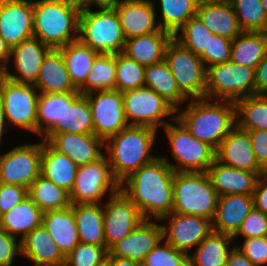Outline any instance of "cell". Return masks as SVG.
I'll use <instances>...</instances> for the list:
<instances>
[{
    "label": "cell",
    "mask_w": 267,
    "mask_h": 266,
    "mask_svg": "<svg viewBox=\"0 0 267 266\" xmlns=\"http://www.w3.org/2000/svg\"><path fill=\"white\" fill-rule=\"evenodd\" d=\"M174 173L159 156L122 181L120 190L135 204L144 219L154 216L158 221L172 213Z\"/></svg>",
    "instance_id": "obj_1"
},
{
    "label": "cell",
    "mask_w": 267,
    "mask_h": 266,
    "mask_svg": "<svg viewBox=\"0 0 267 266\" xmlns=\"http://www.w3.org/2000/svg\"><path fill=\"white\" fill-rule=\"evenodd\" d=\"M156 132L157 129L149 126L129 125L104 142L111 171L120 184L140 167L157 158L149 155Z\"/></svg>",
    "instance_id": "obj_2"
},
{
    "label": "cell",
    "mask_w": 267,
    "mask_h": 266,
    "mask_svg": "<svg viewBox=\"0 0 267 266\" xmlns=\"http://www.w3.org/2000/svg\"><path fill=\"white\" fill-rule=\"evenodd\" d=\"M80 12L78 0L34 1V37L53 49L78 40Z\"/></svg>",
    "instance_id": "obj_3"
},
{
    "label": "cell",
    "mask_w": 267,
    "mask_h": 266,
    "mask_svg": "<svg viewBox=\"0 0 267 266\" xmlns=\"http://www.w3.org/2000/svg\"><path fill=\"white\" fill-rule=\"evenodd\" d=\"M189 102L188 107L176 115V119L191 135L216 150L236 126L235 102L222 100L223 103H213L206 97Z\"/></svg>",
    "instance_id": "obj_4"
},
{
    "label": "cell",
    "mask_w": 267,
    "mask_h": 266,
    "mask_svg": "<svg viewBox=\"0 0 267 266\" xmlns=\"http://www.w3.org/2000/svg\"><path fill=\"white\" fill-rule=\"evenodd\" d=\"M218 194L206 172H175L172 213L190 214L213 221Z\"/></svg>",
    "instance_id": "obj_5"
},
{
    "label": "cell",
    "mask_w": 267,
    "mask_h": 266,
    "mask_svg": "<svg viewBox=\"0 0 267 266\" xmlns=\"http://www.w3.org/2000/svg\"><path fill=\"white\" fill-rule=\"evenodd\" d=\"M78 39L99 54L121 53L126 41L115 9L81 10Z\"/></svg>",
    "instance_id": "obj_6"
},
{
    "label": "cell",
    "mask_w": 267,
    "mask_h": 266,
    "mask_svg": "<svg viewBox=\"0 0 267 266\" xmlns=\"http://www.w3.org/2000/svg\"><path fill=\"white\" fill-rule=\"evenodd\" d=\"M176 124L167 123L163 128L169 139L171 152L178 165L167 161L166 163L175 172H207L215 160L216 150L207 144L195 138L186 127L176 119L172 118Z\"/></svg>",
    "instance_id": "obj_7"
},
{
    "label": "cell",
    "mask_w": 267,
    "mask_h": 266,
    "mask_svg": "<svg viewBox=\"0 0 267 266\" xmlns=\"http://www.w3.org/2000/svg\"><path fill=\"white\" fill-rule=\"evenodd\" d=\"M207 68L205 97L236 102L255 95V69L231 60Z\"/></svg>",
    "instance_id": "obj_8"
},
{
    "label": "cell",
    "mask_w": 267,
    "mask_h": 266,
    "mask_svg": "<svg viewBox=\"0 0 267 266\" xmlns=\"http://www.w3.org/2000/svg\"><path fill=\"white\" fill-rule=\"evenodd\" d=\"M164 61L188 99L205 98L207 68L200 56L172 38L166 46Z\"/></svg>",
    "instance_id": "obj_9"
},
{
    "label": "cell",
    "mask_w": 267,
    "mask_h": 266,
    "mask_svg": "<svg viewBox=\"0 0 267 266\" xmlns=\"http://www.w3.org/2000/svg\"><path fill=\"white\" fill-rule=\"evenodd\" d=\"M109 190V197L120 190V183L115 179L107 156L78 166L74 185L71 189V204H97Z\"/></svg>",
    "instance_id": "obj_10"
},
{
    "label": "cell",
    "mask_w": 267,
    "mask_h": 266,
    "mask_svg": "<svg viewBox=\"0 0 267 266\" xmlns=\"http://www.w3.org/2000/svg\"><path fill=\"white\" fill-rule=\"evenodd\" d=\"M37 93L33 84L14 82L0 75V95L8 123L36 133Z\"/></svg>",
    "instance_id": "obj_11"
},
{
    "label": "cell",
    "mask_w": 267,
    "mask_h": 266,
    "mask_svg": "<svg viewBox=\"0 0 267 266\" xmlns=\"http://www.w3.org/2000/svg\"><path fill=\"white\" fill-rule=\"evenodd\" d=\"M122 95L125 117L129 125L158 129L159 126L164 127L168 123L162 119L163 117L177 112L164 98L145 86L125 91ZM131 119L133 121H129Z\"/></svg>",
    "instance_id": "obj_12"
},
{
    "label": "cell",
    "mask_w": 267,
    "mask_h": 266,
    "mask_svg": "<svg viewBox=\"0 0 267 266\" xmlns=\"http://www.w3.org/2000/svg\"><path fill=\"white\" fill-rule=\"evenodd\" d=\"M42 143L23 144L0 155V183L29 188L41 175Z\"/></svg>",
    "instance_id": "obj_13"
},
{
    "label": "cell",
    "mask_w": 267,
    "mask_h": 266,
    "mask_svg": "<svg viewBox=\"0 0 267 266\" xmlns=\"http://www.w3.org/2000/svg\"><path fill=\"white\" fill-rule=\"evenodd\" d=\"M86 94L92 111L94 135L104 142L129 126L125 117L123 95L119 90H99Z\"/></svg>",
    "instance_id": "obj_14"
},
{
    "label": "cell",
    "mask_w": 267,
    "mask_h": 266,
    "mask_svg": "<svg viewBox=\"0 0 267 266\" xmlns=\"http://www.w3.org/2000/svg\"><path fill=\"white\" fill-rule=\"evenodd\" d=\"M102 208L107 250L144 220L135 204L121 190L110 196Z\"/></svg>",
    "instance_id": "obj_15"
},
{
    "label": "cell",
    "mask_w": 267,
    "mask_h": 266,
    "mask_svg": "<svg viewBox=\"0 0 267 266\" xmlns=\"http://www.w3.org/2000/svg\"><path fill=\"white\" fill-rule=\"evenodd\" d=\"M0 36L10 49L34 37L33 1L0 0Z\"/></svg>",
    "instance_id": "obj_16"
},
{
    "label": "cell",
    "mask_w": 267,
    "mask_h": 266,
    "mask_svg": "<svg viewBox=\"0 0 267 266\" xmlns=\"http://www.w3.org/2000/svg\"><path fill=\"white\" fill-rule=\"evenodd\" d=\"M166 218L170 219V225L162 226L163 239L177 250L186 253L192 247L198 246L212 231V222L201 216L171 213L160 220L164 221Z\"/></svg>",
    "instance_id": "obj_17"
},
{
    "label": "cell",
    "mask_w": 267,
    "mask_h": 266,
    "mask_svg": "<svg viewBox=\"0 0 267 266\" xmlns=\"http://www.w3.org/2000/svg\"><path fill=\"white\" fill-rule=\"evenodd\" d=\"M162 240V225L144 219L130 234L114 244L108 250L107 256H117L142 263L146 255Z\"/></svg>",
    "instance_id": "obj_18"
},
{
    "label": "cell",
    "mask_w": 267,
    "mask_h": 266,
    "mask_svg": "<svg viewBox=\"0 0 267 266\" xmlns=\"http://www.w3.org/2000/svg\"><path fill=\"white\" fill-rule=\"evenodd\" d=\"M215 159L224 165L248 172H265L257 163L247 131L235 126L221 141Z\"/></svg>",
    "instance_id": "obj_19"
},
{
    "label": "cell",
    "mask_w": 267,
    "mask_h": 266,
    "mask_svg": "<svg viewBox=\"0 0 267 266\" xmlns=\"http://www.w3.org/2000/svg\"><path fill=\"white\" fill-rule=\"evenodd\" d=\"M51 49L35 37L22 41L10 49V58L13 55L14 67L20 75L9 73V69L3 75L14 82L34 84L38 78L41 64Z\"/></svg>",
    "instance_id": "obj_20"
},
{
    "label": "cell",
    "mask_w": 267,
    "mask_h": 266,
    "mask_svg": "<svg viewBox=\"0 0 267 266\" xmlns=\"http://www.w3.org/2000/svg\"><path fill=\"white\" fill-rule=\"evenodd\" d=\"M152 0H121L115 7L126 39L153 33L155 26V6Z\"/></svg>",
    "instance_id": "obj_21"
},
{
    "label": "cell",
    "mask_w": 267,
    "mask_h": 266,
    "mask_svg": "<svg viewBox=\"0 0 267 266\" xmlns=\"http://www.w3.org/2000/svg\"><path fill=\"white\" fill-rule=\"evenodd\" d=\"M206 173L218 196L253 195L258 178L265 174L240 170L224 165L216 159Z\"/></svg>",
    "instance_id": "obj_22"
},
{
    "label": "cell",
    "mask_w": 267,
    "mask_h": 266,
    "mask_svg": "<svg viewBox=\"0 0 267 266\" xmlns=\"http://www.w3.org/2000/svg\"><path fill=\"white\" fill-rule=\"evenodd\" d=\"M47 142L56 151L67 155L77 166L94 162L104 155L100 151L104 141L94 134H54Z\"/></svg>",
    "instance_id": "obj_23"
},
{
    "label": "cell",
    "mask_w": 267,
    "mask_h": 266,
    "mask_svg": "<svg viewBox=\"0 0 267 266\" xmlns=\"http://www.w3.org/2000/svg\"><path fill=\"white\" fill-rule=\"evenodd\" d=\"M196 15L213 34L221 37L233 40L242 32L228 0H200Z\"/></svg>",
    "instance_id": "obj_24"
},
{
    "label": "cell",
    "mask_w": 267,
    "mask_h": 266,
    "mask_svg": "<svg viewBox=\"0 0 267 266\" xmlns=\"http://www.w3.org/2000/svg\"><path fill=\"white\" fill-rule=\"evenodd\" d=\"M21 255L35 266H65L66 256L59 249L43 224L20 240Z\"/></svg>",
    "instance_id": "obj_25"
},
{
    "label": "cell",
    "mask_w": 267,
    "mask_h": 266,
    "mask_svg": "<svg viewBox=\"0 0 267 266\" xmlns=\"http://www.w3.org/2000/svg\"><path fill=\"white\" fill-rule=\"evenodd\" d=\"M253 208V195L218 196L212 230L233 236Z\"/></svg>",
    "instance_id": "obj_26"
},
{
    "label": "cell",
    "mask_w": 267,
    "mask_h": 266,
    "mask_svg": "<svg viewBox=\"0 0 267 266\" xmlns=\"http://www.w3.org/2000/svg\"><path fill=\"white\" fill-rule=\"evenodd\" d=\"M41 93L79 92L70 79L60 49H51L45 56L38 78L33 84Z\"/></svg>",
    "instance_id": "obj_27"
},
{
    "label": "cell",
    "mask_w": 267,
    "mask_h": 266,
    "mask_svg": "<svg viewBox=\"0 0 267 266\" xmlns=\"http://www.w3.org/2000/svg\"><path fill=\"white\" fill-rule=\"evenodd\" d=\"M172 38L169 32L162 29L128 38L122 53L143 66L157 64L164 60L166 46Z\"/></svg>",
    "instance_id": "obj_28"
},
{
    "label": "cell",
    "mask_w": 267,
    "mask_h": 266,
    "mask_svg": "<svg viewBox=\"0 0 267 266\" xmlns=\"http://www.w3.org/2000/svg\"><path fill=\"white\" fill-rule=\"evenodd\" d=\"M42 224L65 256L80 243L76 219L71 206L43 212Z\"/></svg>",
    "instance_id": "obj_29"
},
{
    "label": "cell",
    "mask_w": 267,
    "mask_h": 266,
    "mask_svg": "<svg viewBox=\"0 0 267 266\" xmlns=\"http://www.w3.org/2000/svg\"><path fill=\"white\" fill-rule=\"evenodd\" d=\"M65 93H40L37 101L36 133L48 141L63 133Z\"/></svg>",
    "instance_id": "obj_30"
},
{
    "label": "cell",
    "mask_w": 267,
    "mask_h": 266,
    "mask_svg": "<svg viewBox=\"0 0 267 266\" xmlns=\"http://www.w3.org/2000/svg\"><path fill=\"white\" fill-rule=\"evenodd\" d=\"M78 166L67 155L56 151L47 141L42 142L41 175L58 187L71 192Z\"/></svg>",
    "instance_id": "obj_31"
},
{
    "label": "cell",
    "mask_w": 267,
    "mask_h": 266,
    "mask_svg": "<svg viewBox=\"0 0 267 266\" xmlns=\"http://www.w3.org/2000/svg\"><path fill=\"white\" fill-rule=\"evenodd\" d=\"M82 243L106 247L103 208L97 204H71Z\"/></svg>",
    "instance_id": "obj_32"
},
{
    "label": "cell",
    "mask_w": 267,
    "mask_h": 266,
    "mask_svg": "<svg viewBox=\"0 0 267 266\" xmlns=\"http://www.w3.org/2000/svg\"><path fill=\"white\" fill-rule=\"evenodd\" d=\"M43 211L29 198L0 216V228L11 236L23 239L29 232L42 224Z\"/></svg>",
    "instance_id": "obj_33"
},
{
    "label": "cell",
    "mask_w": 267,
    "mask_h": 266,
    "mask_svg": "<svg viewBox=\"0 0 267 266\" xmlns=\"http://www.w3.org/2000/svg\"><path fill=\"white\" fill-rule=\"evenodd\" d=\"M267 51V32L242 31L232 40L231 61L256 68Z\"/></svg>",
    "instance_id": "obj_34"
},
{
    "label": "cell",
    "mask_w": 267,
    "mask_h": 266,
    "mask_svg": "<svg viewBox=\"0 0 267 266\" xmlns=\"http://www.w3.org/2000/svg\"><path fill=\"white\" fill-rule=\"evenodd\" d=\"M144 77L145 87L154 90L171 104L176 111L180 110L179 105L183 101L190 100L180 91L173 74L164 60L157 64L145 66Z\"/></svg>",
    "instance_id": "obj_35"
},
{
    "label": "cell",
    "mask_w": 267,
    "mask_h": 266,
    "mask_svg": "<svg viewBox=\"0 0 267 266\" xmlns=\"http://www.w3.org/2000/svg\"><path fill=\"white\" fill-rule=\"evenodd\" d=\"M233 239L231 235L212 230L197 246L193 256L189 255V266H225L232 251L228 244Z\"/></svg>",
    "instance_id": "obj_36"
},
{
    "label": "cell",
    "mask_w": 267,
    "mask_h": 266,
    "mask_svg": "<svg viewBox=\"0 0 267 266\" xmlns=\"http://www.w3.org/2000/svg\"><path fill=\"white\" fill-rule=\"evenodd\" d=\"M63 133L94 134L92 111L86 95L65 93Z\"/></svg>",
    "instance_id": "obj_37"
},
{
    "label": "cell",
    "mask_w": 267,
    "mask_h": 266,
    "mask_svg": "<svg viewBox=\"0 0 267 266\" xmlns=\"http://www.w3.org/2000/svg\"><path fill=\"white\" fill-rule=\"evenodd\" d=\"M59 49L62 52L70 79L78 89L86 81L94 60L100 54L79 39Z\"/></svg>",
    "instance_id": "obj_38"
},
{
    "label": "cell",
    "mask_w": 267,
    "mask_h": 266,
    "mask_svg": "<svg viewBox=\"0 0 267 266\" xmlns=\"http://www.w3.org/2000/svg\"><path fill=\"white\" fill-rule=\"evenodd\" d=\"M235 107L238 128L244 131L267 130V95L247 96L236 101Z\"/></svg>",
    "instance_id": "obj_39"
},
{
    "label": "cell",
    "mask_w": 267,
    "mask_h": 266,
    "mask_svg": "<svg viewBox=\"0 0 267 266\" xmlns=\"http://www.w3.org/2000/svg\"><path fill=\"white\" fill-rule=\"evenodd\" d=\"M28 197L43 212L71 206L69 192L45 179L42 175L38 176L28 188Z\"/></svg>",
    "instance_id": "obj_40"
},
{
    "label": "cell",
    "mask_w": 267,
    "mask_h": 266,
    "mask_svg": "<svg viewBox=\"0 0 267 266\" xmlns=\"http://www.w3.org/2000/svg\"><path fill=\"white\" fill-rule=\"evenodd\" d=\"M116 54H100L78 91L86 95L99 90H115Z\"/></svg>",
    "instance_id": "obj_41"
},
{
    "label": "cell",
    "mask_w": 267,
    "mask_h": 266,
    "mask_svg": "<svg viewBox=\"0 0 267 266\" xmlns=\"http://www.w3.org/2000/svg\"><path fill=\"white\" fill-rule=\"evenodd\" d=\"M200 0H160L162 30L172 36L179 35L178 30L193 16L196 15Z\"/></svg>",
    "instance_id": "obj_42"
},
{
    "label": "cell",
    "mask_w": 267,
    "mask_h": 266,
    "mask_svg": "<svg viewBox=\"0 0 267 266\" xmlns=\"http://www.w3.org/2000/svg\"><path fill=\"white\" fill-rule=\"evenodd\" d=\"M242 31L267 32V18L260 0H228Z\"/></svg>",
    "instance_id": "obj_43"
},
{
    "label": "cell",
    "mask_w": 267,
    "mask_h": 266,
    "mask_svg": "<svg viewBox=\"0 0 267 266\" xmlns=\"http://www.w3.org/2000/svg\"><path fill=\"white\" fill-rule=\"evenodd\" d=\"M145 66L128 58L122 52L116 54L115 90L121 93L145 86Z\"/></svg>",
    "instance_id": "obj_44"
},
{
    "label": "cell",
    "mask_w": 267,
    "mask_h": 266,
    "mask_svg": "<svg viewBox=\"0 0 267 266\" xmlns=\"http://www.w3.org/2000/svg\"><path fill=\"white\" fill-rule=\"evenodd\" d=\"M181 36L174 35L173 38L181 45L200 56L204 51H208V43L213 35L202 20L197 16L191 17L179 30Z\"/></svg>",
    "instance_id": "obj_45"
},
{
    "label": "cell",
    "mask_w": 267,
    "mask_h": 266,
    "mask_svg": "<svg viewBox=\"0 0 267 266\" xmlns=\"http://www.w3.org/2000/svg\"><path fill=\"white\" fill-rule=\"evenodd\" d=\"M142 263L145 266H189V255L186 252L177 250L166 241L162 245V241H160L146 255Z\"/></svg>",
    "instance_id": "obj_46"
},
{
    "label": "cell",
    "mask_w": 267,
    "mask_h": 266,
    "mask_svg": "<svg viewBox=\"0 0 267 266\" xmlns=\"http://www.w3.org/2000/svg\"><path fill=\"white\" fill-rule=\"evenodd\" d=\"M106 247L80 242L66 256L65 266H99L106 261Z\"/></svg>",
    "instance_id": "obj_47"
},
{
    "label": "cell",
    "mask_w": 267,
    "mask_h": 266,
    "mask_svg": "<svg viewBox=\"0 0 267 266\" xmlns=\"http://www.w3.org/2000/svg\"><path fill=\"white\" fill-rule=\"evenodd\" d=\"M231 46L232 40L213 34L209 39L208 51L200 55L205 67L230 61Z\"/></svg>",
    "instance_id": "obj_48"
},
{
    "label": "cell",
    "mask_w": 267,
    "mask_h": 266,
    "mask_svg": "<svg viewBox=\"0 0 267 266\" xmlns=\"http://www.w3.org/2000/svg\"><path fill=\"white\" fill-rule=\"evenodd\" d=\"M244 236V239L267 236V215L253 208L241 223L238 231L232 236Z\"/></svg>",
    "instance_id": "obj_49"
},
{
    "label": "cell",
    "mask_w": 267,
    "mask_h": 266,
    "mask_svg": "<svg viewBox=\"0 0 267 266\" xmlns=\"http://www.w3.org/2000/svg\"><path fill=\"white\" fill-rule=\"evenodd\" d=\"M236 247L255 266L267 265V236L244 239L243 245Z\"/></svg>",
    "instance_id": "obj_50"
},
{
    "label": "cell",
    "mask_w": 267,
    "mask_h": 266,
    "mask_svg": "<svg viewBox=\"0 0 267 266\" xmlns=\"http://www.w3.org/2000/svg\"><path fill=\"white\" fill-rule=\"evenodd\" d=\"M28 197V189L13 184L0 183V216Z\"/></svg>",
    "instance_id": "obj_51"
},
{
    "label": "cell",
    "mask_w": 267,
    "mask_h": 266,
    "mask_svg": "<svg viewBox=\"0 0 267 266\" xmlns=\"http://www.w3.org/2000/svg\"><path fill=\"white\" fill-rule=\"evenodd\" d=\"M17 253L21 254L20 241L0 228V266H11Z\"/></svg>",
    "instance_id": "obj_52"
},
{
    "label": "cell",
    "mask_w": 267,
    "mask_h": 266,
    "mask_svg": "<svg viewBox=\"0 0 267 266\" xmlns=\"http://www.w3.org/2000/svg\"><path fill=\"white\" fill-rule=\"evenodd\" d=\"M258 165L267 171V130L247 131Z\"/></svg>",
    "instance_id": "obj_53"
},
{
    "label": "cell",
    "mask_w": 267,
    "mask_h": 266,
    "mask_svg": "<svg viewBox=\"0 0 267 266\" xmlns=\"http://www.w3.org/2000/svg\"><path fill=\"white\" fill-rule=\"evenodd\" d=\"M254 208L267 215V176L264 174L257 180L253 192Z\"/></svg>",
    "instance_id": "obj_54"
},
{
    "label": "cell",
    "mask_w": 267,
    "mask_h": 266,
    "mask_svg": "<svg viewBox=\"0 0 267 266\" xmlns=\"http://www.w3.org/2000/svg\"><path fill=\"white\" fill-rule=\"evenodd\" d=\"M255 95H267V51L255 68Z\"/></svg>",
    "instance_id": "obj_55"
},
{
    "label": "cell",
    "mask_w": 267,
    "mask_h": 266,
    "mask_svg": "<svg viewBox=\"0 0 267 266\" xmlns=\"http://www.w3.org/2000/svg\"><path fill=\"white\" fill-rule=\"evenodd\" d=\"M121 0H78L81 10H90L92 4L97 5L99 10L115 9Z\"/></svg>",
    "instance_id": "obj_56"
},
{
    "label": "cell",
    "mask_w": 267,
    "mask_h": 266,
    "mask_svg": "<svg viewBox=\"0 0 267 266\" xmlns=\"http://www.w3.org/2000/svg\"><path fill=\"white\" fill-rule=\"evenodd\" d=\"M225 266H255L237 247L230 252Z\"/></svg>",
    "instance_id": "obj_57"
},
{
    "label": "cell",
    "mask_w": 267,
    "mask_h": 266,
    "mask_svg": "<svg viewBox=\"0 0 267 266\" xmlns=\"http://www.w3.org/2000/svg\"><path fill=\"white\" fill-rule=\"evenodd\" d=\"M10 59V48L0 36V75L8 69L7 61Z\"/></svg>",
    "instance_id": "obj_58"
},
{
    "label": "cell",
    "mask_w": 267,
    "mask_h": 266,
    "mask_svg": "<svg viewBox=\"0 0 267 266\" xmlns=\"http://www.w3.org/2000/svg\"><path fill=\"white\" fill-rule=\"evenodd\" d=\"M110 266H138V262L126 259V258H120L117 256H107L106 259Z\"/></svg>",
    "instance_id": "obj_59"
},
{
    "label": "cell",
    "mask_w": 267,
    "mask_h": 266,
    "mask_svg": "<svg viewBox=\"0 0 267 266\" xmlns=\"http://www.w3.org/2000/svg\"><path fill=\"white\" fill-rule=\"evenodd\" d=\"M5 113H4V105H3V100L2 97L0 95V146H1V139L3 136V132H6L4 129L5 127Z\"/></svg>",
    "instance_id": "obj_60"
},
{
    "label": "cell",
    "mask_w": 267,
    "mask_h": 266,
    "mask_svg": "<svg viewBox=\"0 0 267 266\" xmlns=\"http://www.w3.org/2000/svg\"><path fill=\"white\" fill-rule=\"evenodd\" d=\"M262 5H263V8H264V11H265V15H266V18H267V0H260Z\"/></svg>",
    "instance_id": "obj_61"
},
{
    "label": "cell",
    "mask_w": 267,
    "mask_h": 266,
    "mask_svg": "<svg viewBox=\"0 0 267 266\" xmlns=\"http://www.w3.org/2000/svg\"><path fill=\"white\" fill-rule=\"evenodd\" d=\"M99 266H110V264H109V262L106 260V261H104L101 265H99Z\"/></svg>",
    "instance_id": "obj_62"
},
{
    "label": "cell",
    "mask_w": 267,
    "mask_h": 266,
    "mask_svg": "<svg viewBox=\"0 0 267 266\" xmlns=\"http://www.w3.org/2000/svg\"><path fill=\"white\" fill-rule=\"evenodd\" d=\"M138 266H145L143 263H139Z\"/></svg>",
    "instance_id": "obj_63"
}]
</instances>
